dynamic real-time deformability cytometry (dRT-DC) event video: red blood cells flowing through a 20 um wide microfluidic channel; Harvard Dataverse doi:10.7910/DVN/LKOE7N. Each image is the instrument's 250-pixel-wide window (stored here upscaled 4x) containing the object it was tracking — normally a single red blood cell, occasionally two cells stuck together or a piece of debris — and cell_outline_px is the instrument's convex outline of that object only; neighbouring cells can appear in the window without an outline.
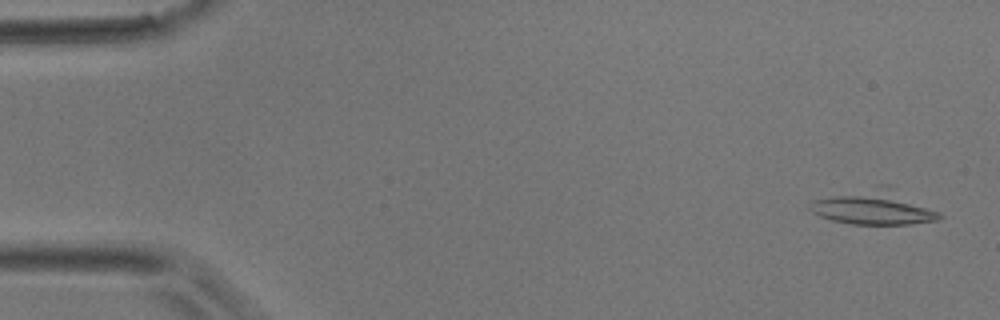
{"species": "common noctule bat (a hibernating species)", "species_latin": "Nyctalus noctula", "temperature_condition": "room temperature", "stored_images_in_passage": 3, "camera_frame_rate_fps": 3000, "um_per_image_px": 0.085, "animal": {"sex": "male", "body_mass_g": 17.9}, "frame": {"image": 1, "passage_image": 1, "time_ms": 0.0, "image_size_px": [1000, 320], "cell_outline_px": [[944, 216], [940, 220], [912, 224], [852, 224], [832, 220], [820, 216], [812, 212], [808, 208], [808, 204], [812, 200], [876, 184], [880, 184], [940, 212]], "centroid_in_image_um": [74.24, 17.64], "position_along_channel_um": 10.8, "area_um2": 25.78}}
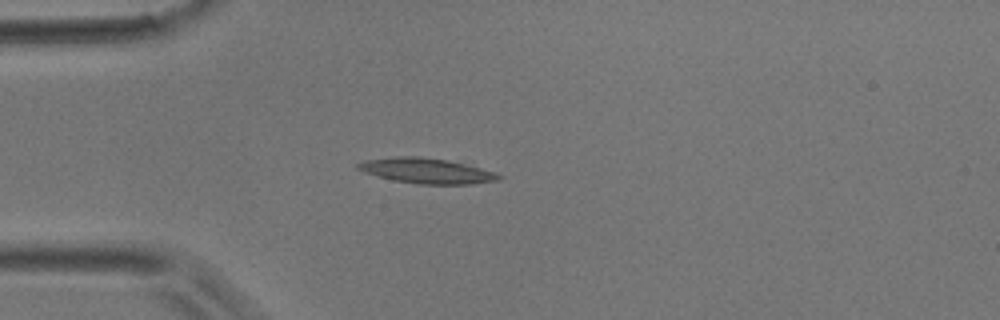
{"frame": {"image": 2, "passage_image": 3, "time_ms": 0.667, "image_size_px": [1000, 320], "cell_outline_px": [[504, 176], [500, 180], [468, 184], [416, 184], [392, 180], [376, 176], [364, 172], [356, 168], [356, 164], [364, 160], [392, 156], [420, 156], [448, 160], [496, 172]], "centroid_in_image_um": [36.23, 14.51], "position_along_channel_um": 48.8, "area_um2": 20.92}}